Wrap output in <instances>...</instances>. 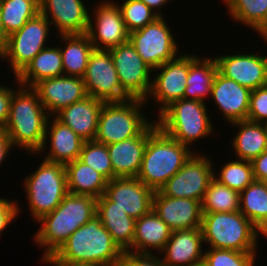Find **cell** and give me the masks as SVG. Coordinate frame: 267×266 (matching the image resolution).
<instances>
[{
    "instance_id": "obj_17",
    "label": "cell",
    "mask_w": 267,
    "mask_h": 266,
    "mask_svg": "<svg viewBox=\"0 0 267 266\" xmlns=\"http://www.w3.org/2000/svg\"><path fill=\"white\" fill-rule=\"evenodd\" d=\"M241 53L216 55L218 71L251 91L267 85L266 54L262 56L252 51L249 54L243 53L242 50Z\"/></svg>"
},
{
    "instance_id": "obj_38",
    "label": "cell",
    "mask_w": 267,
    "mask_h": 266,
    "mask_svg": "<svg viewBox=\"0 0 267 266\" xmlns=\"http://www.w3.org/2000/svg\"><path fill=\"white\" fill-rule=\"evenodd\" d=\"M79 159L100 173L107 181L113 179L112 162L107 145L95 140L83 144Z\"/></svg>"
},
{
    "instance_id": "obj_33",
    "label": "cell",
    "mask_w": 267,
    "mask_h": 266,
    "mask_svg": "<svg viewBox=\"0 0 267 266\" xmlns=\"http://www.w3.org/2000/svg\"><path fill=\"white\" fill-rule=\"evenodd\" d=\"M239 211L261 232L267 227V182L254 180L240 193Z\"/></svg>"
},
{
    "instance_id": "obj_3",
    "label": "cell",
    "mask_w": 267,
    "mask_h": 266,
    "mask_svg": "<svg viewBox=\"0 0 267 266\" xmlns=\"http://www.w3.org/2000/svg\"><path fill=\"white\" fill-rule=\"evenodd\" d=\"M122 254L96 215L72 233L53 257L65 263L118 266Z\"/></svg>"
},
{
    "instance_id": "obj_37",
    "label": "cell",
    "mask_w": 267,
    "mask_h": 266,
    "mask_svg": "<svg viewBox=\"0 0 267 266\" xmlns=\"http://www.w3.org/2000/svg\"><path fill=\"white\" fill-rule=\"evenodd\" d=\"M218 172H214V179L219 183L241 193L254 181L252 165L250 161L237 159L224 163Z\"/></svg>"
},
{
    "instance_id": "obj_9",
    "label": "cell",
    "mask_w": 267,
    "mask_h": 266,
    "mask_svg": "<svg viewBox=\"0 0 267 266\" xmlns=\"http://www.w3.org/2000/svg\"><path fill=\"white\" fill-rule=\"evenodd\" d=\"M50 22L46 17L38 13L29 19L18 31L7 38V43L0 59L10 63V69L16 77L27 64L45 47L48 41Z\"/></svg>"
},
{
    "instance_id": "obj_32",
    "label": "cell",
    "mask_w": 267,
    "mask_h": 266,
    "mask_svg": "<svg viewBox=\"0 0 267 266\" xmlns=\"http://www.w3.org/2000/svg\"><path fill=\"white\" fill-rule=\"evenodd\" d=\"M66 47L60 46L63 74L83 77L92 51L95 49L88 35L71 34L58 35Z\"/></svg>"
},
{
    "instance_id": "obj_18",
    "label": "cell",
    "mask_w": 267,
    "mask_h": 266,
    "mask_svg": "<svg viewBox=\"0 0 267 266\" xmlns=\"http://www.w3.org/2000/svg\"><path fill=\"white\" fill-rule=\"evenodd\" d=\"M33 89L50 116L88 96L81 77L62 75L39 81Z\"/></svg>"
},
{
    "instance_id": "obj_34",
    "label": "cell",
    "mask_w": 267,
    "mask_h": 266,
    "mask_svg": "<svg viewBox=\"0 0 267 266\" xmlns=\"http://www.w3.org/2000/svg\"><path fill=\"white\" fill-rule=\"evenodd\" d=\"M38 13L39 0H0V15L7 36L18 31Z\"/></svg>"
},
{
    "instance_id": "obj_5",
    "label": "cell",
    "mask_w": 267,
    "mask_h": 266,
    "mask_svg": "<svg viewBox=\"0 0 267 266\" xmlns=\"http://www.w3.org/2000/svg\"><path fill=\"white\" fill-rule=\"evenodd\" d=\"M203 242L209 248L257 252L261 231L240 211L202 215ZM260 233V235H259Z\"/></svg>"
},
{
    "instance_id": "obj_8",
    "label": "cell",
    "mask_w": 267,
    "mask_h": 266,
    "mask_svg": "<svg viewBox=\"0 0 267 266\" xmlns=\"http://www.w3.org/2000/svg\"><path fill=\"white\" fill-rule=\"evenodd\" d=\"M145 103L143 99L104 103L95 141L108 145L140 135L153 122L144 115Z\"/></svg>"
},
{
    "instance_id": "obj_4",
    "label": "cell",
    "mask_w": 267,
    "mask_h": 266,
    "mask_svg": "<svg viewBox=\"0 0 267 266\" xmlns=\"http://www.w3.org/2000/svg\"><path fill=\"white\" fill-rule=\"evenodd\" d=\"M194 152L157 126L148 136L137 178L153 191H159Z\"/></svg>"
},
{
    "instance_id": "obj_46",
    "label": "cell",
    "mask_w": 267,
    "mask_h": 266,
    "mask_svg": "<svg viewBox=\"0 0 267 266\" xmlns=\"http://www.w3.org/2000/svg\"><path fill=\"white\" fill-rule=\"evenodd\" d=\"M13 145L9 140L8 134L6 133L3 127H0V166L3 164L2 162L8 156L10 150L12 152Z\"/></svg>"
},
{
    "instance_id": "obj_29",
    "label": "cell",
    "mask_w": 267,
    "mask_h": 266,
    "mask_svg": "<svg viewBox=\"0 0 267 266\" xmlns=\"http://www.w3.org/2000/svg\"><path fill=\"white\" fill-rule=\"evenodd\" d=\"M199 57L189 53V73L184 99L205 101L210 95L214 78L218 72L215 57Z\"/></svg>"
},
{
    "instance_id": "obj_10",
    "label": "cell",
    "mask_w": 267,
    "mask_h": 266,
    "mask_svg": "<svg viewBox=\"0 0 267 266\" xmlns=\"http://www.w3.org/2000/svg\"><path fill=\"white\" fill-rule=\"evenodd\" d=\"M167 25L164 16L145 27L129 33V41L136 52L153 70L180 54L179 43ZM178 44V45H177Z\"/></svg>"
},
{
    "instance_id": "obj_1",
    "label": "cell",
    "mask_w": 267,
    "mask_h": 266,
    "mask_svg": "<svg viewBox=\"0 0 267 266\" xmlns=\"http://www.w3.org/2000/svg\"><path fill=\"white\" fill-rule=\"evenodd\" d=\"M14 79L18 86L13 92L8 121L3 128L14 149L23 148L30 151L29 154H38L50 115L40 102L38 93L32 87L21 86L16 77Z\"/></svg>"
},
{
    "instance_id": "obj_22",
    "label": "cell",
    "mask_w": 267,
    "mask_h": 266,
    "mask_svg": "<svg viewBox=\"0 0 267 266\" xmlns=\"http://www.w3.org/2000/svg\"><path fill=\"white\" fill-rule=\"evenodd\" d=\"M156 127L157 122L154 120L140 135L107 145L112 162L113 178L137 177L148 136Z\"/></svg>"
},
{
    "instance_id": "obj_19",
    "label": "cell",
    "mask_w": 267,
    "mask_h": 266,
    "mask_svg": "<svg viewBox=\"0 0 267 266\" xmlns=\"http://www.w3.org/2000/svg\"><path fill=\"white\" fill-rule=\"evenodd\" d=\"M40 13L60 35L85 34L90 11L82 0H39Z\"/></svg>"
},
{
    "instance_id": "obj_16",
    "label": "cell",
    "mask_w": 267,
    "mask_h": 266,
    "mask_svg": "<svg viewBox=\"0 0 267 266\" xmlns=\"http://www.w3.org/2000/svg\"><path fill=\"white\" fill-rule=\"evenodd\" d=\"M104 194L136 220L152 211L155 191L137 177H122L108 181Z\"/></svg>"
},
{
    "instance_id": "obj_53",
    "label": "cell",
    "mask_w": 267,
    "mask_h": 266,
    "mask_svg": "<svg viewBox=\"0 0 267 266\" xmlns=\"http://www.w3.org/2000/svg\"><path fill=\"white\" fill-rule=\"evenodd\" d=\"M264 125H265L266 131H267V122H265Z\"/></svg>"
},
{
    "instance_id": "obj_23",
    "label": "cell",
    "mask_w": 267,
    "mask_h": 266,
    "mask_svg": "<svg viewBox=\"0 0 267 266\" xmlns=\"http://www.w3.org/2000/svg\"><path fill=\"white\" fill-rule=\"evenodd\" d=\"M201 228L172 231L160 252L166 266H196L203 263L204 249Z\"/></svg>"
},
{
    "instance_id": "obj_45",
    "label": "cell",
    "mask_w": 267,
    "mask_h": 266,
    "mask_svg": "<svg viewBox=\"0 0 267 266\" xmlns=\"http://www.w3.org/2000/svg\"><path fill=\"white\" fill-rule=\"evenodd\" d=\"M254 180L267 182V149L251 161Z\"/></svg>"
},
{
    "instance_id": "obj_47",
    "label": "cell",
    "mask_w": 267,
    "mask_h": 266,
    "mask_svg": "<svg viewBox=\"0 0 267 266\" xmlns=\"http://www.w3.org/2000/svg\"><path fill=\"white\" fill-rule=\"evenodd\" d=\"M143 1L152 11H154L159 17H163L160 8H164L165 5L172 0H141ZM160 10V11H159Z\"/></svg>"
},
{
    "instance_id": "obj_30",
    "label": "cell",
    "mask_w": 267,
    "mask_h": 266,
    "mask_svg": "<svg viewBox=\"0 0 267 266\" xmlns=\"http://www.w3.org/2000/svg\"><path fill=\"white\" fill-rule=\"evenodd\" d=\"M231 126L239 128L232 140L237 159L251 162L267 149V131L263 123L242 120L231 123Z\"/></svg>"
},
{
    "instance_id": "obj_51",
    "label": "cell",
    "mask_w": 267,
    "mask_h": 266,
    "mask_svg": "<svg viewBox=\"0 0 267 266\" xmlns=\"http://www.w3.org/2000/svg\"><path fill=\"white\" fill-rule=\"evenodd\" d=\"M262 234L264 237L266 236V238H267V227L261 232V236H262Z\"/></svg>"
},
{
    "instance_id": "obj_12",
    "label": "cell",
    "mask_w": 267,
    "mask_h": 266,
    "mask_svg": "<svg viewBox=\"0 0 267 266\" xmlns=\"http://www.w3.org/2000/svg\"><path fill=\"white\" fill-rule=\"evenodd\" d=\"M122 90L131 99L146 100L153 69L143 61L130 41L109 49Z\"/></svg>"
},
{
    "instance_id": "obj_28",
    "label": "cell",
    "mask_w": 267,
    "mask_h": 266,
    "mask_svg": "<svg viewBox=\"0 0 267 266\" xmlns=\"http://www.w3.org/2000/svg\"><path fill=\"white\" fill-rule=\"evenodd\" d=\"M62 75L60 47L48 45L27 64L16 79L21 86L33 88L39 81Z\"/></svg>"
},
{
    "instance_id": "obj_14",
    "label": "cell",
    "mask_w": 267,
    "mask_h": 266,
    "mask_svg": "<svg viewBox=\"0 0 267 266\" xmlns=\"http://www.w3.org/2000/svg\"><path fill=\"white\" fill-rule=\"evenodd\" d=\"M93 15H89L87 35L97 50H109L129 41L118 3L103 0L99 2ZM93 17V18H92ZM94 21V22H93Z\"/></svg>"
},
{
    "instance_id": "obj_20",
    "label": "cell",
    "mask_w": 267,
    "mask_h": 266,
    "mask_svg": "<svg viewBox=\"0 0 267 266\" xmlns=\"http://www.w3.org/2000/svg\"><path fill=\"white\" fill-rule=\"evenodd\" d=\"M152 210L169 226L171 231L201 228V201L174 198L155 191Z\"/></svg>"
},
{
    "instance_id": "obj_43",
    "label": "cell",
    "mask_w": 267,
    "mask_h": 266,
    "mask_svg": "<svg viewBox=\"0 0 267 266\" xmlns=\"http://www.w3.org/2000/svg\"><path fill=\"white\" fill-rule=\"evenodd\" d=\"M17 201H10L7 198L0 197V233L10 226L16 220L18 214L20 213V207ZM0 234V236H1Z\"/></svg>"
},
{
    "instance_id": "obj_6",
    "label": "cell",
    "mask_w": 267,
    "mask_h": 266,
    "mask_svg": "<svg viewBox=\"0 0 267 266\" xmlns=\"http://www.w3.org/2000/svg\"><path fill=\"white\" fill-rule=\"evenodd\" d=\"M206 104L184 98L174 101L157 116V126L182 145L191 148L193 142L214 134Z\"/></svg>"
},
{
    "instance_id": "obj_27",
    "label": "cell",
    "mask_w": 267,
    "mask_h": 266,
    "mask_svg": "<svg viewBox=\"0 0 267 266\" xmlns=\"http://www.w3.org/2000/svg\"><path fill=\"white\" fill-rule=\"evenodd\" d=\"M169 226L152 210L146 215L135 220L133 252L138 254L157 255L166 246L170 239ZM154 252H152L151 250Z\"/></svg>"
},
{
    "instance_id": "obj_39",
    "label": "cell",
    "mask_w": 267,
    "mask_h": 266,
    "mask_svg": "<svg viewBox=\"0 0 267 266\" xmlns=\"http://www.w3.org/2000/svg\"><path fill=\"white\" fill-rule=\"evenodd\" d=\"M118 6L129 33L145 27L159 17L141 0H124Z\"/></svg>"
},
{
    "instance_id": "obj_44",
    "label": "cell",
    "mask_w": 267,
    "mask_h": 266,
    "mask_svg": "<svg viewBox=\"0 0 267 266\" xmlns=\"http://www.w3.org/2000/svg\"><path fill=\"white\" fill-rule=\"evenodd\" d=\"M14 87L9 88L6 84H0V127H4L8 121L10 102Z\"/></svg>"
},
{
    "instance_id": "obj_50",
    "label": "cell",
    "mask_w": 267,
    "mask_h": 266,
    "mask_svg": "<svg viewBox=\"0 0 267 266\" xmlns=\"http://www.w3.org/2000/svg\"><path fill=\"white\" fill-rule=\"evenodd\" d=\"M255 32L264 39V43H267V18Z\"/></svg>"
},
{
    "instance_id": "obj_26",
    "label": "cell",
    "mask_w": 267,
    "mask_h": 266,
    "mask_svg": "<svg viewBox=\"0 0 267 266\" xmlns=\"http://www.w3.org/2000/svg\"><path fill=\"white\" fill-rule=\"evenodd\" d=\"M96 215L122 252H133L135 219L114 206L105 194L97 199Z\"/></svg>"
},
{
    "instance_id": "obj_15",
    "label": "cell",
    "mask_w": 267,
    "mask_h": 266,
    "mask_svg": "<svg viewBox=\"0 0 267 266\" xmlns=\"http://www.w3.org/2000/svg\"><path fill=\"white\" fill-rule=\"evenodd\" d=\"M158 72L152 79L150 93L145 100L147 103L152 98L159 104L158 115L172 102L184 98V92L187 87V76L189 73V54L183 53L179 56L165 62L153 72Z\"/></svg>"
},
{
    "instance_id": "obj_41",
    "label": "cell",
    "mask_w": 267,
    "mask_h": 266,
    "mask_svg": "<svg viewBox=\"0 0 267 266\" xmlns=\"http://www.w3.org/2000/svg\"><path fill=\"white\" fill-rule=\"evenodd\" d=\"M247 120L263 124L267 122V85L251 91Z\"/></svg>"
},
{
    "instance_id": "obj_13",
    "label": "cell",
    "mask_w": 267,
    "mask_h": 266,
    "mask_svg": "<svg viewBox=\"0 0 267 266\" xmlns=\"http://www.w3.org/2000/svg\"><path fill=\"white\" fill-rule=\"evenodd\" d=\"M82 79L88 96L105 103L131 99L121 88L109 50L92 51Z\"/></svg>"
},
{
    "instance_id": "obj_2",
    "label": "cell",
    "mask_w": 267,
    "mask_h": 266,
    "mask_svg": "<svg viewBox=\"0 0 267 266\" xmlns=\"http://www.w3.org/2000/svg\"><path fill=\"white\" fill-rule=\"evenodd\" d=\"M96 210V198L68 193L54 211L37 221L41 227L33 240L46 248L41 259L53 256L72 233L96 216Z\"/></svg>"
},
{
    "instance_id": "obj_49",
    "label": "cell",
    "mask_w": 267,
    "mask_h": 266,
    "mask_svg": "<svg viewBox=\"0 0 267 266\" xmlns=\"http://www.w3.org/2000/svg\"><path fill=\"white\" fill-rule=\"evenodd\" d=\"M8 36L6 35V32L4 30L2 19L0 15V54L3 52L5 45L7 43Z\"/></svg>"
},
{
    "instance_id": "obj_40",
    "label": "cell",
    "mask_w": 267,
    "mask_h": 266,
    "mask_svg": "<svg viewBox=\"0 0 267 266\" xmlns=\"http://www.w3.org/2000/svg\"><path fill=\"white\" fill-rule=\"evenodd\" d=\"M256 252L207 248L203 263L206 266H255Z\"/></svg>"
},
{
    "instance_id": "obj_31",
    "label": "cell",
    "mask_w": 267,
    "mask_h": 266,
    "mask_svg": "<svg viewBox=\"0 0 267 266\" xmlns=\"http://www.w3.org/2000/svg\"><path fill=\"white\" fill-rule=\"evenodd\" d=\"M68 193L96 199L106 190L107 180L79 158L65 165Z\"/></svg>"
},
{
    "instance_id": "obj_25",
    "label": "cell",
    "mask_w": 267,
    "mask_h": 266,
    "mask_svg": "<svg viewBox=\"0 0 267 266\" xmlns=\"http://www.w3.org/2000/svg\"><path fill=\"white\" fill-rule=\"evenodd\" d=\"M104 103L92 96H87L83 100L62 108L54 116L70 127L85 142L95 140L99 114Z\"/></svg>"
},
{
    "instance_id": "obj_24",
    "label": "cell",
    "mask_w": 267,
    "mask_h": 266,
    "mask_svg": "<svg viewBox=\"0 0 267 266\" xmlns=\"http://www.w3.org/2000/svg\"><path fill=\"white\" fill-rule=\"evenodd\" d=\"M51 119V121H50ZM53 119V120H52ZM50 137V138H49ZM50 141L49 153L44 159L66 165L80 157L84 144L82 140L70 127L63 124L55 116H50L46 125L44 143L39 154L47 149L48 140Z\"/></svg>"
},
{
    "instance_id": "obj_11",
    "label": "cell",
    "mask_w": 267,
    "mask_h": 266,
    "mask_svg": "<svg viewBox=\"0 0 267 266\" xmlns=\"http://www.w3.org/2000/svg\"><path fill=\"white\" fill-rule=\"evenodd\" d=\"M211 160L205 154L194 153L159 191L168 197L195 199L202 202L214 178L215 164Z\"/></svg>"
},
{
    "instance_id": "obj_36",
    "label": "cell",
    "mask_w": 267,
    "mask_h": 266,
    "mask_svg": "<svg viewBox=\"0 0 267 266\" xmlns=\"http://www.w3.org/2000/svg\"><path fill=\"white\" fill-rule=\"evenodd\" d=\"M239 199V192L232 190L213 178L201 202L202 214L237 212L239 211Z\"/></svg>"
},
{
    "instance_id": "obj_42",
    "label": "cell",
    "mask_w": 267,
    "mask_h": 266,
    "mask_svg": "<svg viewBox=\"0 0 267 266\" xmlns=\"http://www.w3.org/2000/svg\"><path fill=\"white\" fill-rule=\"evenodd\" d=\"M159 257V258H158ZM118 266H166L160 256L154 254H138L123 252Z\"/></svg>"
},
{
    "instance_id": "obj_21",
    "label": "cell",
    "mask_w": 267,
    "mask_h": 266,
    "mask_svg": "<svg viewBox=\"0 0 267 266\" xmlns=\"http://www.w3.org/2000/svg\"><path fill=\"white\" fill-rule=\"evenodd\" d=\"M250 94V89L217 72L212 85L211 98L228 124L247 120Z\"/></svg>"
},
{
    "instance_id": "obj_48",
    "label": "cell",
    "mask_w": 267,
    "mask_h": 266,
    "mask_svg": "<svg viewBox=\"0 0 267 266\" xmlns=\"http://www.w3.org/2000/svg\"><path fill=\"white\" fill-rule=\"evenodd\" d=\"M43 263L51 264L52 266H102L99 264H79V263H65L57 261L53 256L42 259Z\"/></svg>"
},
{
    "instance_id": "obj_7",
    "label": "cell",
    "mask_w": 267,
    "mask_h": 266,
    "mask_svg": "<svg viewBox=\"0 0 267 266\" xmlns=\"http://www.w3.org/2000/svg\"><path fill=\"white\" fill-rule=\"evenodd\" d=\"M23 188L35 221L51 213L68 194L64 164L43 159L36 170L25 177Z\"/></svg>"
},
{
    "instance_id": "obj_52",
    "label": "cell",
    "mask_w": 267,
    "mask_h": 266,
    "mask_svg": "<svg viewBox=\"0 0 267 266\" xmlns=\"http://www.w3.org/2000/svg\"><path fill=\"white\" fill-rule=\"evenodd\" d=\"M196 266H206L204 263L198 264Z\"/></svg>"
},
{
    "instance_id": "obj_35",
    "label": "cell",
    "mask_w": 267,
    "mask_h": 266,
    "mask_svg": "<svg viewBox=\"0 0 267 266\" xmlns=\"http://www.w3.org/2000/svg\"><path fill=\"white\" fill-rule=\"evenodd\" d=\"M231 19L256 31L267 18V0H222ZM237 21V22H236Z\"/></svg>"
}]
</instances>
